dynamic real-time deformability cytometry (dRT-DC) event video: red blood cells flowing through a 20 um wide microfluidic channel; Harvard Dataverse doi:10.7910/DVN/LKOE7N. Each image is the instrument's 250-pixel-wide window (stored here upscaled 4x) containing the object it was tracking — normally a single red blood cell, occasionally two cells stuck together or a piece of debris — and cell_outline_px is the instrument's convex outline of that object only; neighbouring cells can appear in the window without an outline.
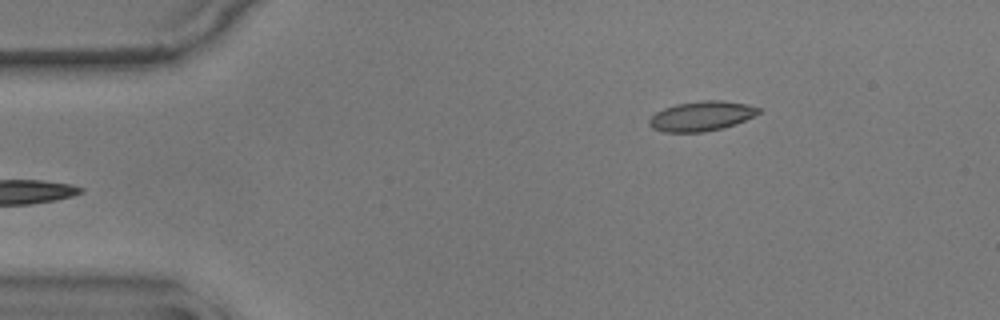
{"species": "common noctule bat (a hibernating species)", "species_latin": "Nyctalus noctula", "temperature_condition": "warm", "stored_images_in_passage": 50, "camera_frame_rate_fps": 3000, "um_per_image_px": 0.085, "animal": {"sex": "male", "body_mass_g": 17.9}, "frame": {"image": 1, "passage_image": 2, "time_ms": 0.333, "image_size_px": [1000, 320], "cell_outline_px": [[760, 112], [736, 124], [724, 128], [704, 132], [664, 132], [652, 128], [648, 124], [648, 120], [656, 112], [664, 108], [676, 104], [704, 100], [720, 100], [748, 104], [760, 108]], "centroid_in_image_um": [59.61, 9.87], "position_along_channel_um": 25.4, "area_um2": 18.96}}
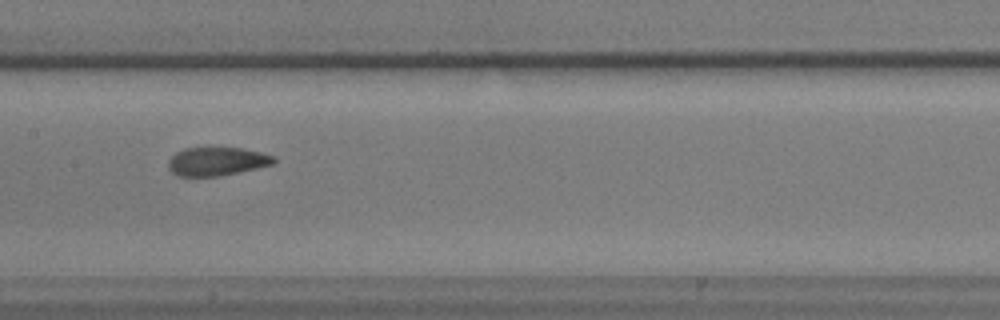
{"frame": {"image": 2, "passage_image": 21, "time_ms": 6.667, "image_size_px": [1000, 320], "cell_outline_px": [[276, 160], [272, 164], [256, 168], [220, 176], [176, 176], [168, 168], [168, 160], [176, 152], [184, 148], [208, 144], [240, 148], [260, 152], [276, 156]], "centroid_in_image_um": [18.39, 13.66], "position_along_channel_um": 189.0, "area_um2": 18.26}}
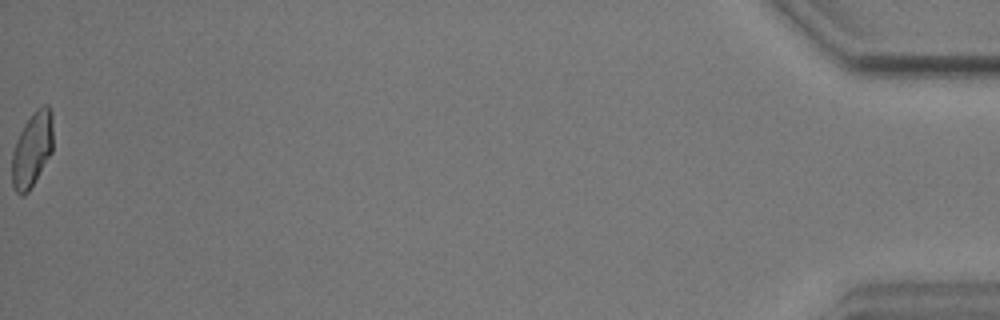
{"frame": {"image": 3, "passage_image": 50, "time_ms": 16.333, "image_size_px": [1000, 320], "cell_outline_px": [[52, 152], [28, 192], [24, 196], [20, 196], [16, 192], [12, 184], [12, 152], [16, 140], [24, 124], [32, 112], [36, 108], [44, 104], [48, 104], [52, 112]], "centroid_in_image_um": [2.72, 12.68], "position_along_channel_um": 432.5, "area_um2": 18.03}, "authors_computed_cell_mechanics": {"area_um2": 18.2648, "velocity_mm_per_s": 3.5721, "shape_relaxation_time_tau1_ms": 3.6981, "shape_relaxation_time_tau2_ms": 1.0741, "deformation_change_tau1": 0.1493, "deformation_change_tau2": 0.063}}